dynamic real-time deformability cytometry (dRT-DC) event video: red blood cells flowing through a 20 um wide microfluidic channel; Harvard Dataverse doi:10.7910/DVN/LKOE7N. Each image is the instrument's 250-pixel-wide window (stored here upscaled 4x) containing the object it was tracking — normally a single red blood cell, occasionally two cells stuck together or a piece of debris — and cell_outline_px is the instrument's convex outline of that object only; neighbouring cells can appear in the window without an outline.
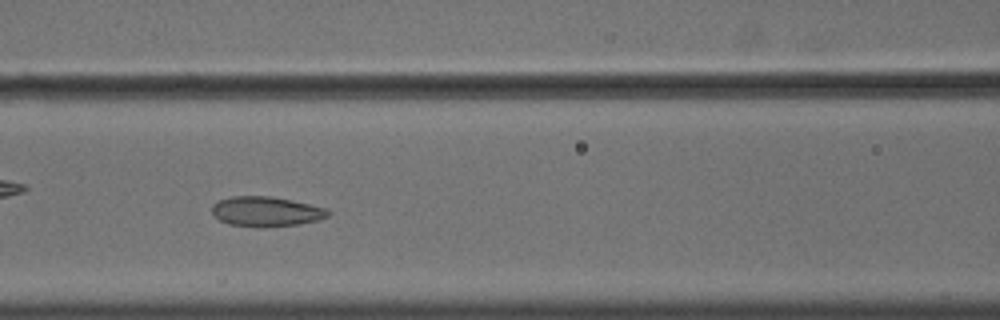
{"species": "common noctule bat (a hibernating species)", "species_latin": "Nyctalus noctula", "temperature_condition": "cold", "stored_images_in_passage": 56, "camera_frame_rate_fps": 3000, "um_per_image_px": 0.085, "animal": {"sex": "male", "body_mass_g": 18.8}, "frame": {"image": 1, "passage_image": 25, "time_ms": 8.0, "image_size_px": [1000, 320], "cell_outline_px": [[332, 212], [328, 216], [320, 220], [296, 224], [228, 224], [212, 216], [212, 204], [220, 200], [232, 196], [272, 196], [292, 200], [328, 208]], "centroid_in_image_um": [22.65, 17.92], "position_along_channel_um": 144.0, "area_um2": 19.54}}
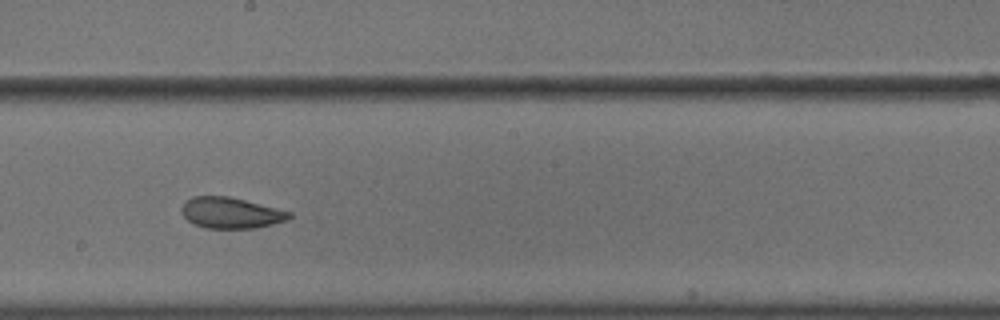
{"frame": {"image": 2, "passage_image": 32, "time_ms": 10.333, "image_size_px": [1000, 320], "cell_outline_px": [[292, 216], [288, 220], [256, 228], [204, 228], [192, 224], [184, 216], [180, 208], [192, 196], [228, 196], [292, 212]], "centroid_in_image_um": [19.62, 18.1], "position_along_channel_um": 228.6, "area_um2": 19.36}}
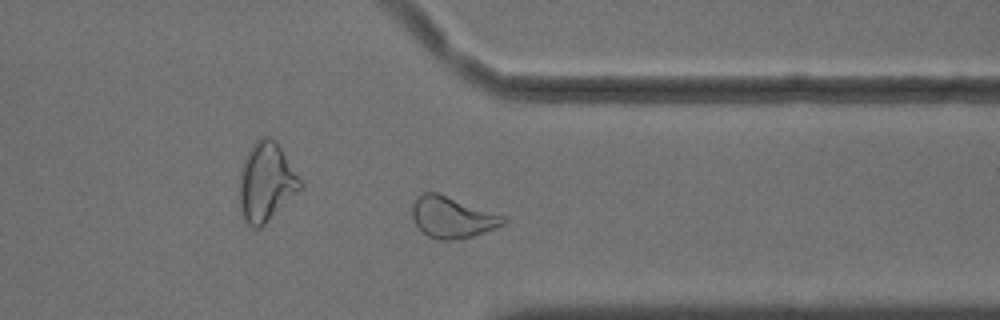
{"frame": {"image": 3, "passage_image": 44, "time_ms": 14.333, "image_size_px": [1000, 320], "cell_outline_px": [[504, 224], [496, 228], [472, 236], [456, 240], [440, 240], [428, 236], [416, 228], [412, 220], [412, 204], [416, 196], [424, 192], [436, 192], [504, 216]], "centroid_in_image_um": [38.36, 18.48], "position_along_channel_um": 373.0, "area_um2": 21.91}, "authors_computed_cell_mechanics": {"area_um2": 23.0044, "velocity_mm_per_s": 3.6303, "shape_relaxation_time_tau1_ms": null, "shape_relaxation_time_tau2_ms": 2.1721, "deformation_change_tau1": null, "deformation_change_tau2": 0.0709}}